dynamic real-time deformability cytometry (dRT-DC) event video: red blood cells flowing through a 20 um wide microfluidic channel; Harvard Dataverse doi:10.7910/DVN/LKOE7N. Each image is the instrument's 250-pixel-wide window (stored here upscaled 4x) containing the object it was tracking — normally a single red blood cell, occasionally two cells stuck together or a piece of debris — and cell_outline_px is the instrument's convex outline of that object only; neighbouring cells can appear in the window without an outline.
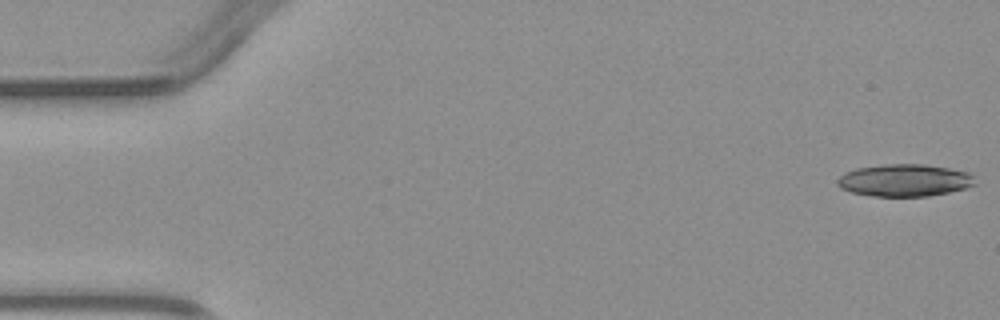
{"species": "common noctule bat (a hibernating species)", "species_latin": "Nyctalus noctula", "temperature_condition": "warm", "stored_images_in_passage": 5, "camera_frame_rate_fps": 3000, "um_per_image_px": 0.085, "animal": {"sex": "male", "body_mass_g": 23.1, "forearm_length_mm": 52.7}, "frame": {"image": 1, "passage_image": 1, "time_ms": 0.0, "image_size_px": [1000, 320], "cell_outline_px": [[976, 184], [964, 188], [948, 192], [928, 196], [872, 196], [852, 192], [840, 188], [836, 184], [836, 180], [844, 172], [856, 168], [884, 164], [924, 164], [948, 168], [968, 172], [972, 176]], "centroid_in_image_um": [76.84, 15.32], "position_along_channel_um": 8.2, "area_um2": 25.84}}
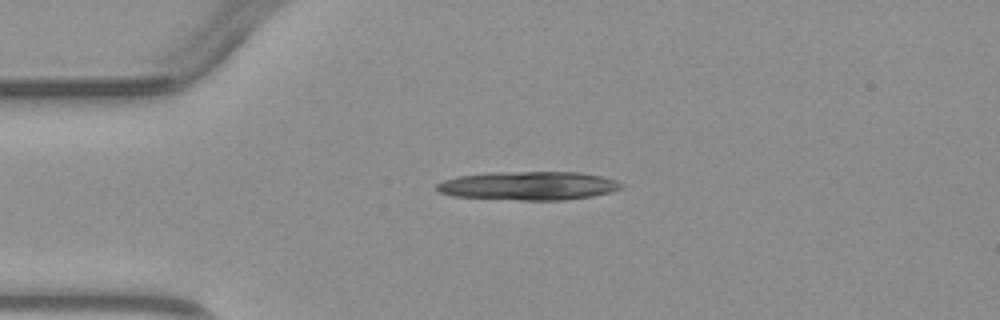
{"frame": {"image": 2, "passage_image": 3, "time_ms": 3.333, "image_size_px": [1000, 320], "cell_outline_px": [[624, 188], [592, 196], [564, 200], [520, 200], [452, 196], [440, 192], [436, 188], [436, 184], [444, 180], [460, 176], [492, 172], [580, 172], [604, 176], [616, 180], [624, 184]], "centroid_in_image_um": [44.97, 15.78], "position_along_channel_um": 40.0, "area_um2": 30.81}}
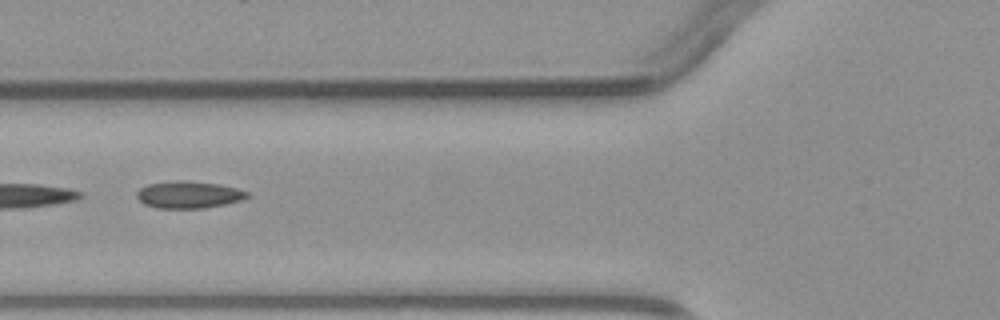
{"frame": {"image": 3, "passage_image": 5, "time_ms": 5.667, "image_size_px": [1000, 320], "cell_outline_px": [[252, 196], [240, 200], [224, 204], [204, 208], [156, 208], [144, 204], [136, 196], [136, 192], [140, 188], [148, 184], [172, 180], [184, 180], [216, 184], [236, 188], [248, 192]], "centroid_in_image_um": [16.01, 16.54], "position_along_channel_um": 109.8, "area_um2": 17.4}}